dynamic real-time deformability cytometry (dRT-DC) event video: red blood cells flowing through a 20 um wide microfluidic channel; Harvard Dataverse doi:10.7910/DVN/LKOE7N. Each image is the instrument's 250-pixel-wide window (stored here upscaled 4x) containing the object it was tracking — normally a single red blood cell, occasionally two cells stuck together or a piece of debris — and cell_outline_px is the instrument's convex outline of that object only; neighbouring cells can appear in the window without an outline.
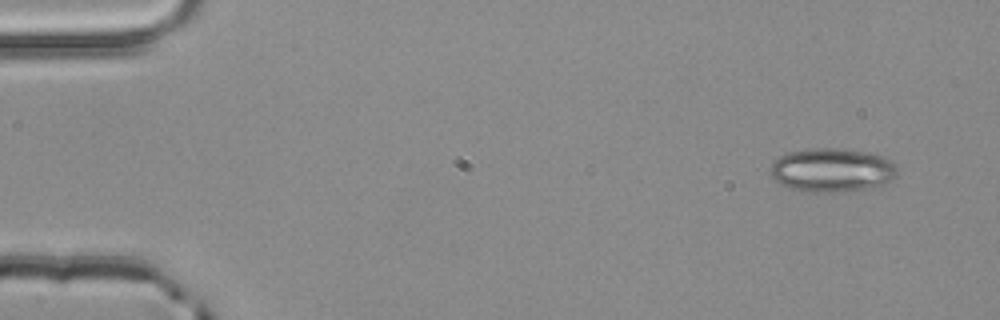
{"species": "common noctule bat (a hibernating species)", "species_latin": "Nyctalus noctula", "temperature_condition": "room temperature", "stored_images_in_passage": 4, "camera_frame_rate_fps": 3000, "um_per_image_px": 0.085, "animal": {"sex": "male", "body_mass_g": 20.4}, "frame": {"image": 1, "passage_image": 1, "time_ms": 0.0, "image_size_px": [1000, 320], "cell_outline_px": [[896, 176], [884, 184], [872, 188], [844, 192], [812, 192], [792, 188], [780, 184], [772, 176], [772, 164], [780, 156], [788, 152], [812, 148], [840, 148], [868, 152], [884, 156], [892, 160], [896, 164]], "centroid_in_image_um": [70.78, 14.45], "position_along_channel_um": 14.2, "area_um2": 32.48}}